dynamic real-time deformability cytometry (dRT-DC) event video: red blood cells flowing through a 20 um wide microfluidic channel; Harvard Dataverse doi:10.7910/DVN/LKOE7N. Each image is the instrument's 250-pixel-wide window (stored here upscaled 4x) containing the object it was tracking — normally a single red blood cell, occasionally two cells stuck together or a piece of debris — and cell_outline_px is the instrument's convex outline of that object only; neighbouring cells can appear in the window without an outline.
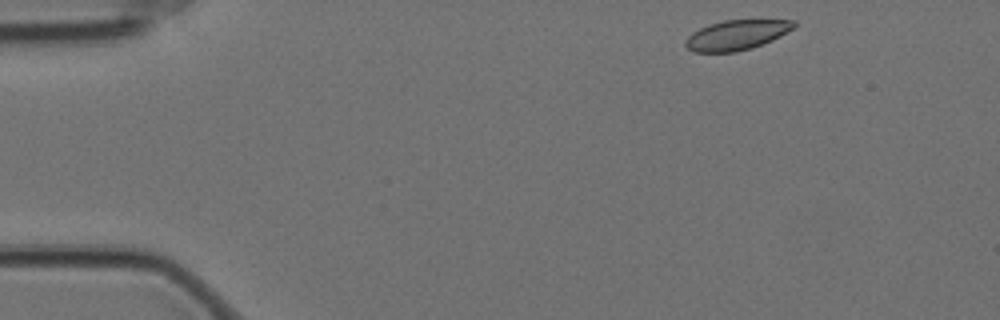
{"species": "Egyptian fruit bat (a non-hibernating species)", "species_latin": "Rousettus aegyptiacus", "temperature_condition": "cold", "stored_images_in_passage": 51, "camera_frame_rate_fps": 3000, "um_per_image_px": 0.085, "animal": {"sex": "female"}, "frame": {"image": 1, "passage_image": 1, "time_ms": 0.0, "image_size_px": [1000, 320], "cell_outline_px": [[796, 24], [792, 28], [780, 36], [772, 40], [752, 48], [736, 52], [692, 52], [684, 44], [684, 40], [692, 32], [708, 24], [724, 20], [796, 20]], "centroid_in_image_um": [62.57, 2.98], "position_along_channel_um": 22.4, "area_um2": 18.9}}
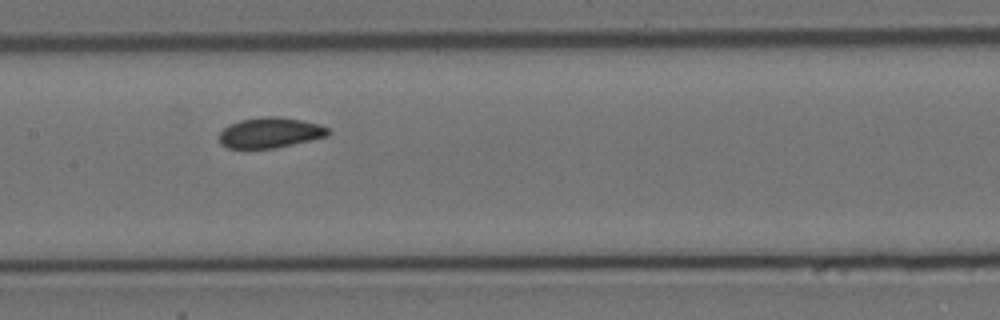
{"frame": {"image": 2, "passage_image": 22, "time_ms": 7.0, "image_size_px": [1000, 320], "cell_outline_px": [[332, 132], [328, 136], [276, 148], [228, 148], [220, 144], [220, 132], [228, 124], [240, 120], [260, 116], [280, 116], [320, 124], [328, 128]], "centroid_in_image_um": [22.97, 11.27], "position_along_channel_um": 184.4, "area_um2": 19.48}}
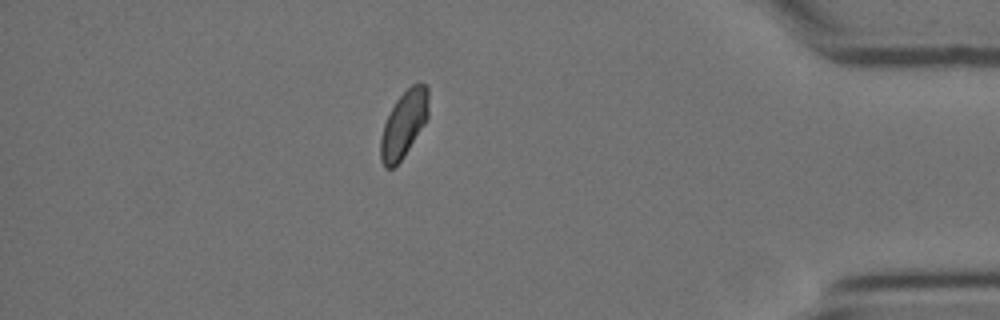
{"frame": {"image": 3, "passage_image": 44, "time_ms": 14.333, "image_size_px": [1000, 320], "cell_outline_px": [[428, 116], [424, 124], [404, 156], [392, 168], [384, 168], [380, 160], [380, 136], [384, 124], [396, 100], [412, 84], [424, 84], [428, 88]], "centroid_in_image_um": [34.31, 10.58], "position_along_channel_um": 400.9, "area_um2": 18.32}, "authors_computed_cell_mechanics": {"area_um2": 19.4786, "velocity_mm_per_s": 3.4855, "shape_relaxation_time_tau1_ms": 8.8161, "shape_relaxation_time_tau2_ms": 0.9678, "deformation_change_tau1": 0.1046, "deformation_change_tau2": 0.0405}}